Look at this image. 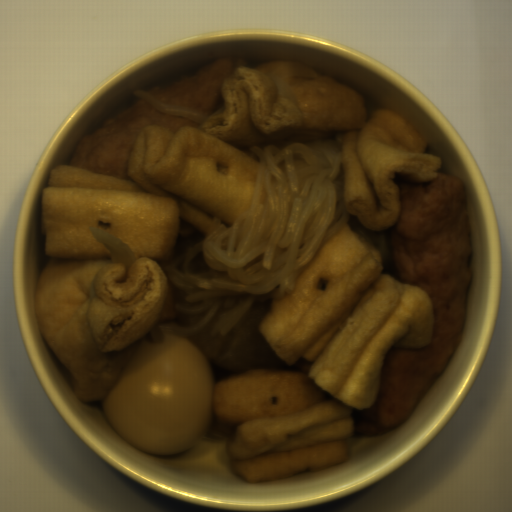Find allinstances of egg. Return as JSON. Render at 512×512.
Masks as SVG:
<instances>
[{
  "label": "egg",
  "mask_w": 512,
  "mask_h": 512,
  "mask_svg": "<svg viewBox=\"0 0 512 512\" xmlns=\"http://www.w3.org/2000/svg\"><path fill=\"white\" fill-rule=\"evenodd\" d=\"M186 312L160 323L183 326ZM163 343L150 331L126 363L102 410L126 440L154 455L178 454L196 446L210 430L217 383L210 357L187 334L165 330Z\"/></svg>",
  "instance_id": "egg-1"
}]
</instances>
